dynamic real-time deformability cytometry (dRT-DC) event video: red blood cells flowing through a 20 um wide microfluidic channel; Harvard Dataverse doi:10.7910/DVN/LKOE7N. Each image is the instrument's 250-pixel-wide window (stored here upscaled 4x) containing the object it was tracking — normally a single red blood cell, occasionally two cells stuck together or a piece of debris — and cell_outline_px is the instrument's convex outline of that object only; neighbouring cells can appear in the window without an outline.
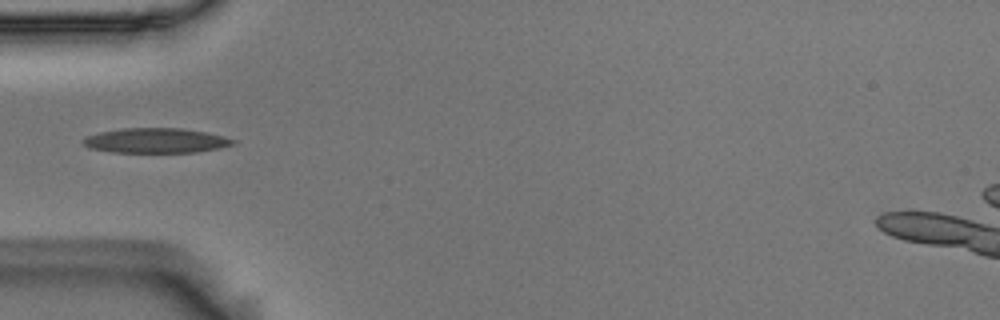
{"species": "Egyptian fruit bat (a non-hibernating species)", "species_latin": "Rousettus aegyptiacus", "temperature_condition": "room temperature", "stored_images_in_passage": 1, "camera_frame_rate_fps": 3000, "um_per_image_px": 0.085, "animal": {"sex": "male"}, "frame": {"image": 1, "passage_image": 1, "time_ms": 0.0, "image_size_px": [1000, 320], "cell_outline_px": [[236, 144], [220, 148], [196, 152], [112, 152], [88, 148], [84, 144], [84, 140], [88, 136], [100, 132], [124, 128], [184, 128], [208, 132], [224, 136], [236, 140]], "centroid_in_image_um": [13.32, 11.94], "position_along_channel_um": 71.7, "area_um2": 21.73}}